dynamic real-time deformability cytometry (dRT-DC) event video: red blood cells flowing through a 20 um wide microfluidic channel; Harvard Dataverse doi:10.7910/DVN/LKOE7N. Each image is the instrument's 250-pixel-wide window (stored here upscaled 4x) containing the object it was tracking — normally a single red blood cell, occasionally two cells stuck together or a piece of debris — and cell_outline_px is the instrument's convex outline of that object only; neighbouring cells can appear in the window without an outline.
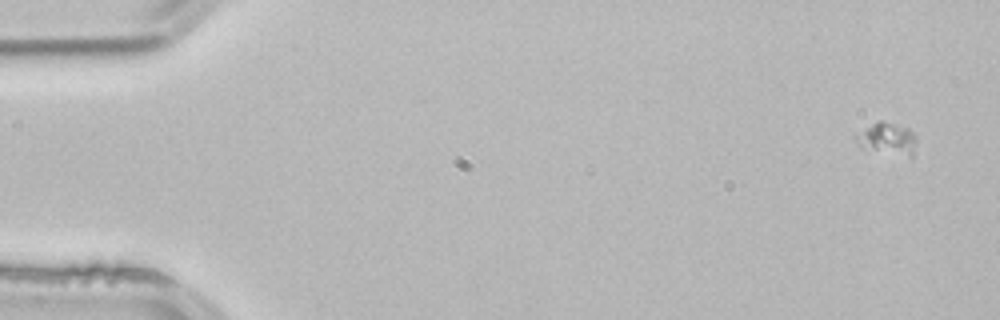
{"species": "common noctule bat (a hibernating species)", "species_latin": "Nyctalus noctula", "temperature_condition": "room temperature", "stored_images_in_passage": 3, "segment_of_instrument_passage": [1, 2], "camera_frame_rate_fps": 3000, "um_per_image_px": 0.085, "animal": {"sex": "male", "body_mass_g": 21.5, "forearm_length_mm": 52.0}, "frame": {"image": 1, "passage_image": 1, "time_ms": 0.0, "image_size_px": [1000, 320], "cell_outline_px": [[916, 140], [912, 156], [908, 156], [860, 148], [856, 140], [856, 136], [872, 124], [880, 120], [884, 120], [908, 128], [916, 136]], "centroid_in_image_um": [75.45, 11.78], "position_along_channel_um": 9.6, "area_um2": 10.98}}